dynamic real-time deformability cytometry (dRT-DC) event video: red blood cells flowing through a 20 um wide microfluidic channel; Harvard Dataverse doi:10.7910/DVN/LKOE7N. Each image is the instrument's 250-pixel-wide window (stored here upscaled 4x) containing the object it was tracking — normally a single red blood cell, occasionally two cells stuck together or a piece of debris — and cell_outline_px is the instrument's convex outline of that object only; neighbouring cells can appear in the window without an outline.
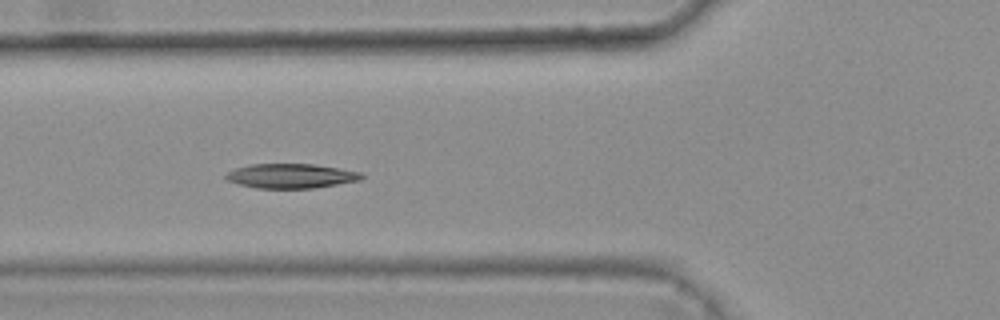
{"species": "common noctule bat (a hibernating species)", "species_latin": "Nyctalus noctula", "temperature_condition": "warm", "stored_images_in_passage": 5, "camera_frame_rate_fps": 3000, "um_per_image_px": 0.085, "animal": {"sex": "female", "body_mass_g": 25.1}, "frame": {"image": 1, "passage_image": 5, "time_ms": 1.333, "image_size_px": [1000, 320], "cell_outline_px": [[364, 176], [360, 180], [312, 188], [256, 188], [240, 184], [228, 180], [224, 176], [228, 172], [236, 168], [252, 164], [312, 164], [364, 172]], "centroid_in_image_um": [24.76, 14.95], "position_along_channel_um": 101.0, "area_um2": 19.19}}